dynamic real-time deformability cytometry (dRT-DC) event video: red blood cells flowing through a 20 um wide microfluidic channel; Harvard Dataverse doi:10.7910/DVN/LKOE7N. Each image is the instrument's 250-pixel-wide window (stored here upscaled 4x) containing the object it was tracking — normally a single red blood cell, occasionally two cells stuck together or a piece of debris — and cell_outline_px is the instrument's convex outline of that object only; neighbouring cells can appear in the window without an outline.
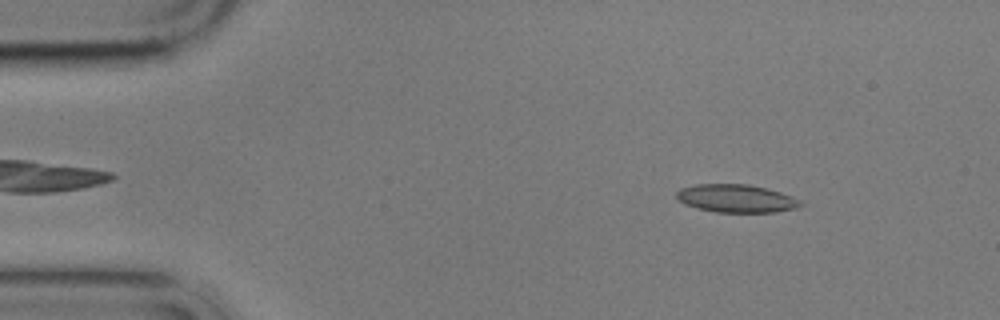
{"species": "common noctule bat (a hibernating species)", "species_latin": "Nyctalus noctula", "temperature_condition": "cold", "stored_images_in_passage": 3, "camera_frame_rate_fps": 3000, "um_per_image_px": 0.085, "animal": {"sex": "male", "body_mass_g": 17.9}, "frame": {"image": 1, "passage_image": 2, "time_ms": 1.0, "image_size_px": [1000, 320], "cell_outline_px": [[804, 204], [796, 208], [776, 212], [716, 212], [696, 208], [684, 204], [676, 200], [676, 192], [680, 188], [696, 184], [748, 184], [768, 188], [792, 196], [800, 200]], "centroid_in_image_um": [62.56, 16.86], "position_along_channel_um": 22.4, "area_um2": 20.46}}